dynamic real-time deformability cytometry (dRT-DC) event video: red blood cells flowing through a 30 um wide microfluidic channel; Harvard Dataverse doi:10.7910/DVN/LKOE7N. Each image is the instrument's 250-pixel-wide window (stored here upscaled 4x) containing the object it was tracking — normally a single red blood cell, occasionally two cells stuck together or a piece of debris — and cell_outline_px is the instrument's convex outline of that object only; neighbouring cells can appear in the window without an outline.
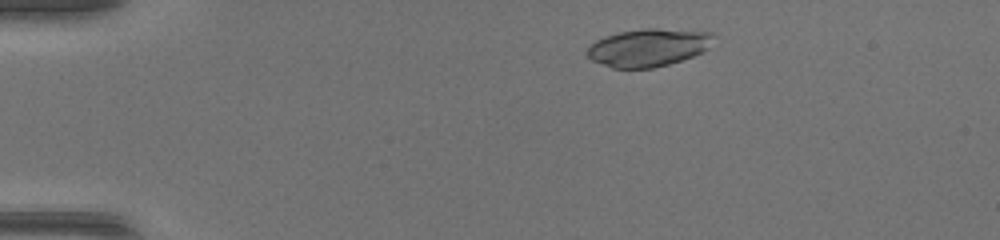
{"species": "common noctule bat (a hibernating species)", "species_latin": "Nyctalus noctula", "temperature_condition": "warm", "stored_images_in_passage": 44, "camera_frame_rate_fps": 3000, "um_per_image_px": 0.085, "animal": {"sex": "female", "body_mass_g": 17.0, "forearm_length_mm": 48.0}, "frame": {"image": 1, "passage_image": 6, "time_ms": 1.667, "image_size_px": [1000, 240], "cell_outline_px": [[716, 36], [708, 48], [692, 56], [668, 64], [652, 68], [612, 68], [592, 60], [588, 56], [588, 48], [596, 40], [604, 36], [620, 32], [644, 28], [656, 28], [712, 32]], "centroid_in_image_um": [55.12, 4.03], "position_along_channel_um": 29.9, "area_um2": 27.63}}
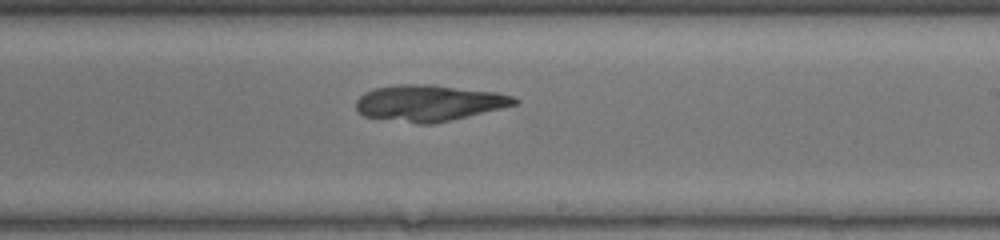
{"frame": {"image": 2, "passage_image": 26, "time_ms": 8.333, "image_size_px": [1000, 240], "cell_outline_px": [[520, 100], [516, 104], [500, 108], [432, 124], [416, 124], [364, 116], [356, 112], [356, 100], [364, 92], [376, 88], [396, 84], [432, 84], [496, 92], [512, 96]], "centroid_in_image_um": [36.41, 8.74], "position_along_channel_um": 252.6, "area_um2": 33.35}}
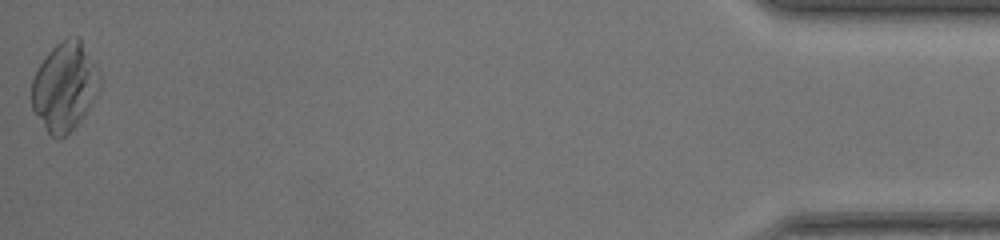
{"frame": {"image": 3, "passage_image": 44, "time_ms": 14.333, "image_size_px": [1000, 240], "cell_outline_px": [[100, 88], [96, 96], [84, 116], [64, 136], [52, 136], [48, 132], [36, 116], [32, 108], [32, 80], [40, 64], [48, 52], [56, 44], [68, 36], [76, 36], [80, 40], [100, 76]], "centroid_in_image_um": [5.48, 7.36], "position_along_channel_um": 429.7, "area_um2": 34.39}}